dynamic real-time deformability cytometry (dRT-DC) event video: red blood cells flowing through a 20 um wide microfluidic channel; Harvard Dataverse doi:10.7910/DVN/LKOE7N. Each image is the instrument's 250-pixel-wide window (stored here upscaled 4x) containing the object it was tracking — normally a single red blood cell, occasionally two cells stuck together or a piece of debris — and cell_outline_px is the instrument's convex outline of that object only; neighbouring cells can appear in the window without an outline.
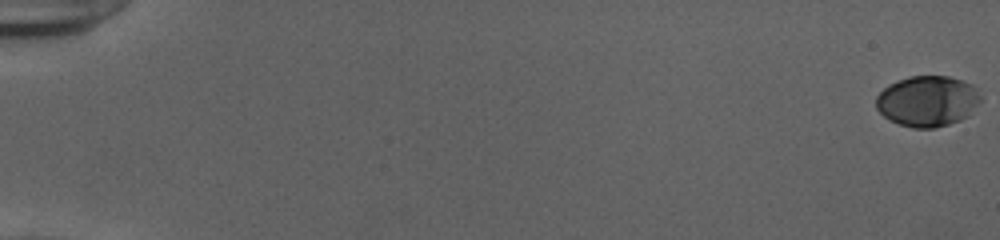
{"species": "human", "species_latin": "Homo sapiens", "temperature_condition": "cold", "stored_images_in_passage": 55, "camera_frame_rate_fps": 3000, "um_per_image_px": 0.085, "donor": {"sex": "female"}, "frame": {"image": 1, "passage_image": 1, "time_ms": 0.0, "image_size_px": [1000, 240], "cell_outline_px": [[980, 100], [968, 116], [960, 120], [936, 128], [912, 128], [900, 124], [884, 116], [876, 108], [876, 96], [888, 84], [908, 76], [948, 76], [972, 84], [976, 88], [980, 96]], "centroid_in_image_um": [78.82, 8.59], "position_along_channel_um": 6.2, "area_um2": 30.81}}
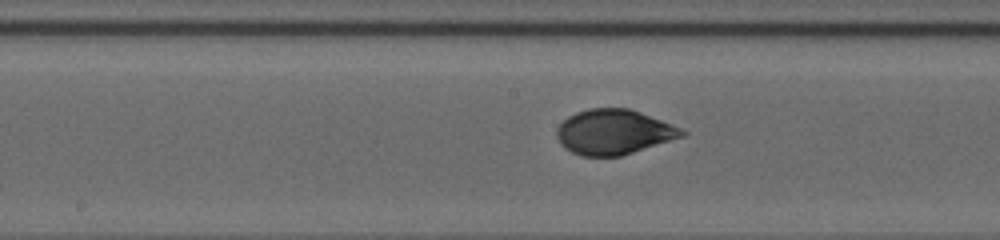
{"frame": {"image": 2, "passage_image": 31, "time_ms": 10.0, "image_size_px": [1000, 240], "cell_outline_px": [[688, 132], [684, 136], [620, 156], [580, 156], [564, 148], [560, 144], [556, 136], [556, 128], [568, 116], [576, 112], [588, 108], [632, 108], [672, 124]], "centroid_in_image_um": [52.15, 11.21], "position_along_channel_um": 196.0, "area_um2": 32.95}}
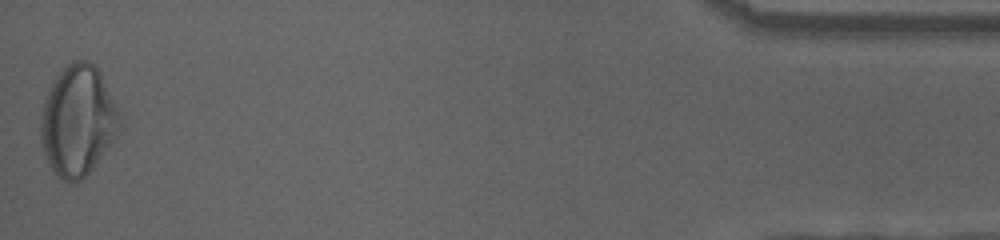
{"frame": {"image": 3, "passage_image": 55, "time_ms": 18.0, "image_size_px": [1000, 240], "cell_outline_px": [[120, 132], [92, 168], [80, 180], [72, 184], [68, 184], [56, 176], [48, 164], [44, 152], [40, 136], [40, 116], [44, 100], [48, 88], [52, 80], [72, 60], [88, 60], [100, 72], [116, 108], [120, 124]], "centroid_in_image_um": [6.57, 10.28], "position_along_channel_um": 428.6, "area_um2": 50.63}, "authors_computed_cell_mechanics": {"area_um2": 32.5992, "velocity_mm_per_s": 3.901, "shape_relaxation_time_tau1_ms": 3.7513, "shape_relaxation_time_tau2_ms": null, "deformation_change_tau1": 0.1568, "deformation_change_tau2": null}}